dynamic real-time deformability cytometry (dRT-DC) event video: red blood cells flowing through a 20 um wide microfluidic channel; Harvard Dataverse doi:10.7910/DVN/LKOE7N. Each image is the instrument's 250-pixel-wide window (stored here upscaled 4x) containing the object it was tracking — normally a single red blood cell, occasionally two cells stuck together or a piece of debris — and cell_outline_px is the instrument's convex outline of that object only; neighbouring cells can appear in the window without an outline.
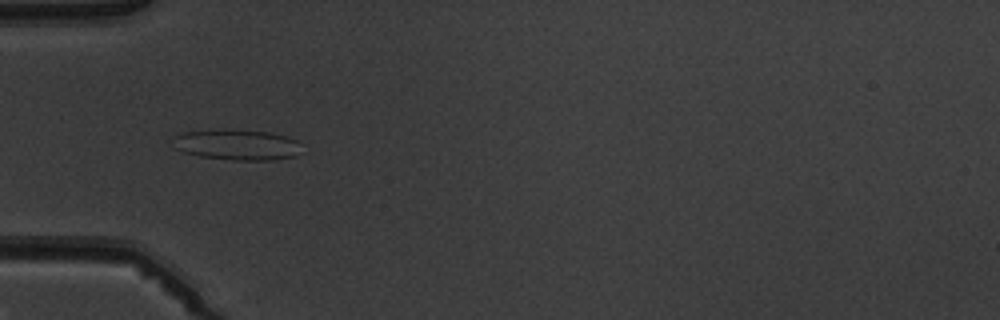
{"species": "common noctule bat (a hibernating species)", "species_latin": "Nyctalus noctula", "temperature_condition": "warm", "stored_images_in_passage": 5, "camera_frame_rate_fps": 3000, "um_per_image_px": 0.085, "animal": {"sex": "male", "body_mass_g": 19.5, "forearm_length_mm": 54.6}, "frame": {"image": 1, "passage_image": 4, "time_ms": 3.333, "image_size_px": [1000, 320], "cell_outline_px": [[296, 156], [272, 160], [232, 160], [200, 156], [184, 152], [172, 148], [176, 136], [184, 132], [224, 128], [268, 132], [288, 136], [296, 140]], "centroid_in_image_um": [20.08, 12.29], "position_along_channel_um": 64.9, "area_um2": 22.89}}
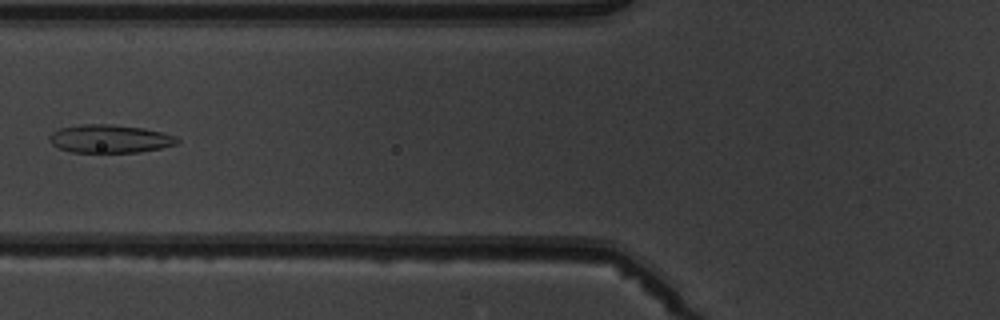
{"frame": {"image": 2, "passage_image": 5, "time_ms": 4.667, "image_size_px": [1000, 320], "cell_outline_px": [[180, 140], [176, 144], [160, 148], [140, 152], [72, 152], [60, 148], [52, 144], [48, 140], [48, 136], [52, 132], [60, 128], [80, 124], [112, 124], [144, 128], [176, 136]], "centroid_in_image_um": [9.31, 11.79], "position_along_channel_um": 116.5, "area_um2": 20.98}}